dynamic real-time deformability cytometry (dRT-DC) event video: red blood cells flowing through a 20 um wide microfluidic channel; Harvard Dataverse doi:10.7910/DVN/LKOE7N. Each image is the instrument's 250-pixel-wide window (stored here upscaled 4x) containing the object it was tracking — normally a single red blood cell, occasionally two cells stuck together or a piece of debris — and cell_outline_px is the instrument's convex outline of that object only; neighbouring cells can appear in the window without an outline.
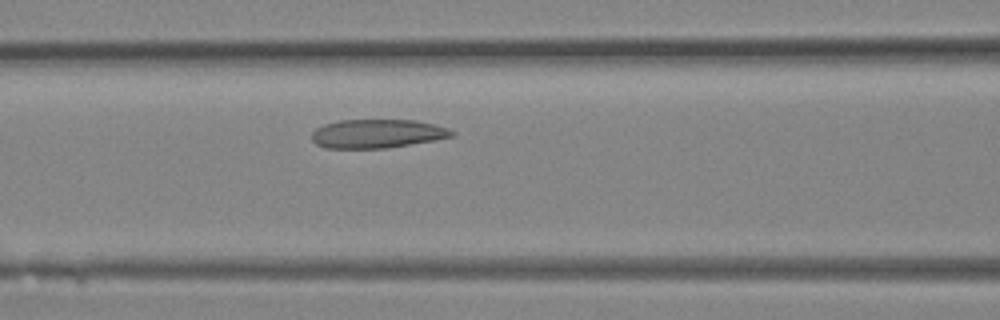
{"species": "Egyptian fruit bat (a non-hibernating species)", "species_latin": "Rousettus aegyptiacus", "temperature_condition": "room temperature", "stored_images_in_passage": 28, "camera_frame_rate_fps": 3000, "um_per_image_px": 0.085, "animal": {"sex": "female"}, "frame": {"image": 1, "passage_image": 10, "time_ms": 3.0, "image_size_px": [1000, 320], "cell_outline_px": [[456, 136], [384, 148], [324, 148], [316, 144], [312, 140], [312, 132], [316, 128], [324, 124], [340, 120], [416, 120], [436, 124], [448, 128], [456, 132]], "centroid_in_image_um": [32.07, 11.35], "position_along_channel_um": 134.5, "area_um2": 23.47}}
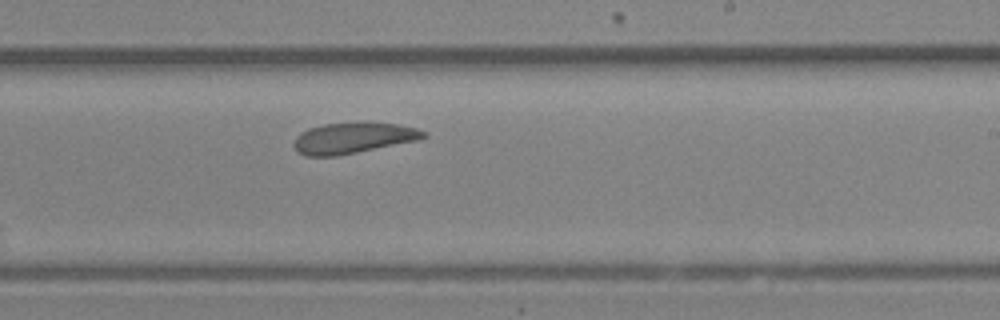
{"frame": {"image": 2, "passage_image": 16, "time_ms": 5.0, "image_size_px": [1000, 320], "cell_outline_px": [[428, 136], [420, 140], [336, 156], [304, 156], [296, 152], [292, 144], [296, 136], [300, 132], [308, 128], [324, 124], [396, 124], [416, 128], [428, 132]], "centroid_in_image_um": [29.98, 11.76], "position_along_channel_um": 259.0, "area_um2": 23.06}}
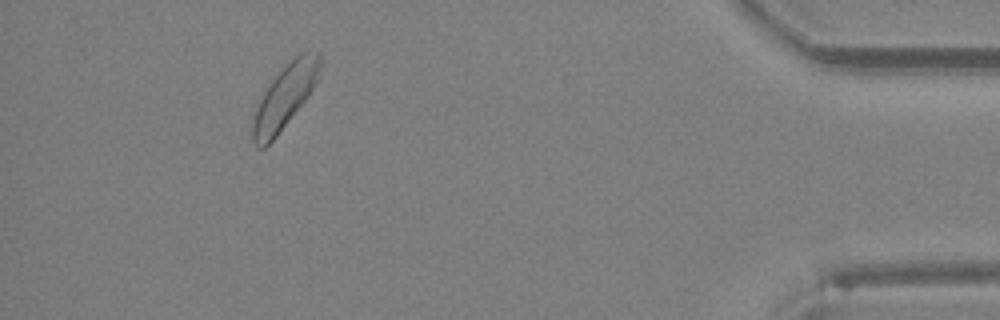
{"frame": {"image": 3, "passage_image": 26, "time_ms": 8.333, "image_size_px": [1000, 320], "cell_outline_px": [[320, 68], [316, 80], [308, 96], [276, 136], [264, 148], [256, 148], [252, 140], [252, 120], [256, 108], [268, 84], [292, 56], [300, 52], [320, 52]], "centroid_in_image_um": [24.18, 8.2], "position_along_channel_um": 411.0, "area_um2": 24.68}}